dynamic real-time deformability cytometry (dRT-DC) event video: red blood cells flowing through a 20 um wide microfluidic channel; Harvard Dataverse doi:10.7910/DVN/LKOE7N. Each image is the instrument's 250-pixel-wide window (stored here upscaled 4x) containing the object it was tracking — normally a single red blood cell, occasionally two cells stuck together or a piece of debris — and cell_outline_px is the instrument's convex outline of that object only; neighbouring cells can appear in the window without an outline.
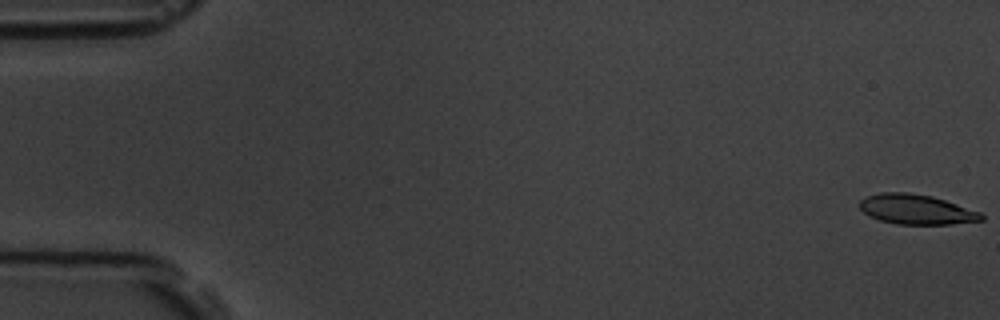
{"species": "common noctule bat (a hibernating species)", "species_latin": "Nyctalus noctula", "temperature_condition": "room temperature", "stored_images_in_passage": 8, "camera_frame_rate_fps": 3000, "um_per_image_px": 0.085, "animal": {"sex": "male", "body_mass_g": 19.5, "forearm_length_mm": 54.6}, "frame": {"image": 1, "passage_image": 1, "time_ms": 0.0, "image_size_px": [1000, 320], "cell_outline_px": [[984, 220], [952, 224], [896, 224], [880, 220], [864, 212], [860, 208], [860, 200], [868, 196], [880, 192], [908, 192], [932, 196], [980, 212], [984, 216]], "centroid_in_image_um": [77.9, 17.8], "position_along_channel_um": 7.1, "area_um2": 20.98}}
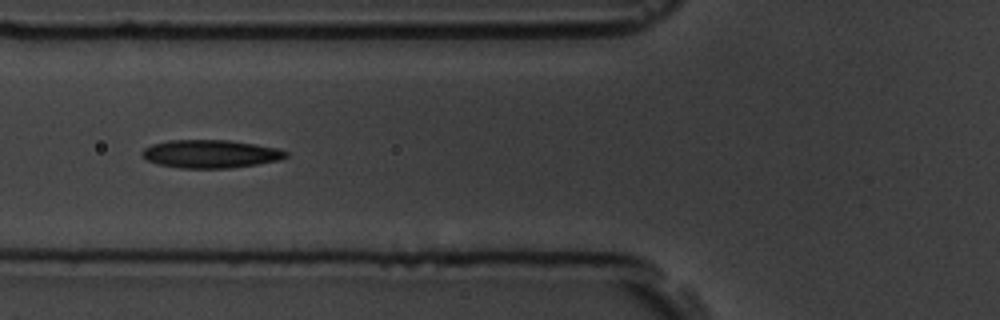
{"frame": {"image": 2, "passage_image": 6, "time_ms": 6.667, "image_size_px": [1000, 320], "cell_outline_px": [[288, 156], [280, 160], [256, 164], [228, 168], [180, 168], [160, 164], [148, 160], [140, 156], [140, 152], [144, 148], [152, 144], [168, 140], [228, 140], [276, 148], [288, 152]], "centroid_in_image_um": [17.86, 13.08], "position_along_channel_um": 107.9, "area_um2": 23.41}}
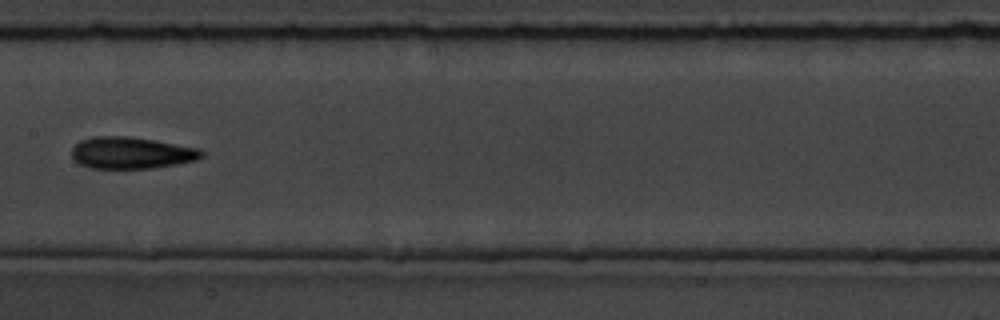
{"frame": {"image": 3, "passage_image": 8, "time_ms": 9.0, "image_size_px": [1000, 320], "cell_outline_px": [[204, 156], [196, 160], [176, 164], [152, 168], [88, 168], [80, 164], [72, 156], [72, 148], [80, 140], [92, 136], [128, 136], [200, 148], [204, 152]], "centroid_in_image_um": [11.16, 12.99], "position_along_channel_um": 196.2, "area_um2": 23.99}}